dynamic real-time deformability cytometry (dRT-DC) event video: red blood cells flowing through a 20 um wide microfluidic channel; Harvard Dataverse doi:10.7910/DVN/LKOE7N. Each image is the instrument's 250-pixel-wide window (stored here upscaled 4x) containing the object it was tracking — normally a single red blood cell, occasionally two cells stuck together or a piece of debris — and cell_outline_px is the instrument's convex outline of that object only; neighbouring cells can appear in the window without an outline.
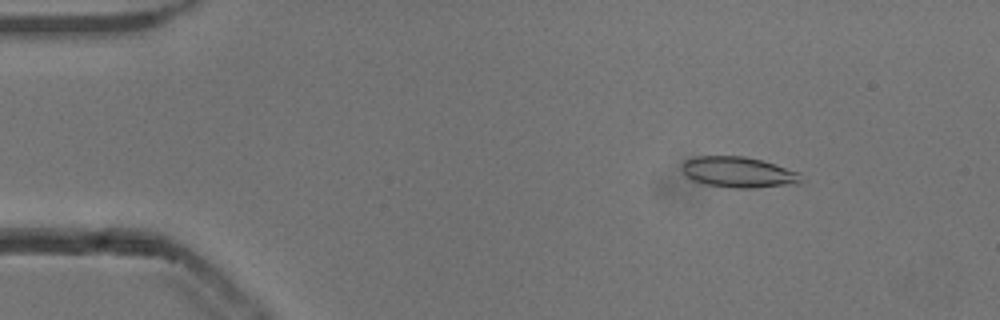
{"species": "common noctule bat (a hibernating species)", "species_latin": "Nyctalus noctula", "temperature_condition": "cold", "stored_images_in_passage": 52, "camera_frame_rate_fps": 3000, "um_per_image_px": 0.085, "animal": {"sex": "male", "body_mass_g": 13.3}, "frame": {"image": 1, "passage_image": 6, "time_ms": 1.667, "image_size_px": [1000, 320], "cell_outline_px": [[804, 180], [800, 184], [756, 188], [736, 188], [704, 184], [692, 180], [680, 168], [680, 164], [684, 160], [696, 156], [744, 156], [760, 160], [800, 172]], "centroid_in_image_um": [62.79, 14.64], "position_along_channel_um": 22.2, "area_um2": 21.62}}
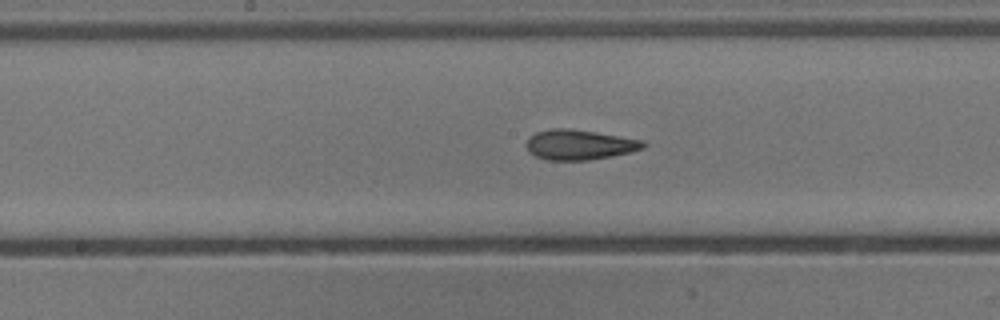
{"frame": {"image": 2, "passage_image": 26, "time_ms": 8.333, "image_size_px": [1000, 320], "cell_outline_px": [[648, 144], [644, 148], [632, 152], [612, 156], [588, 160], [548, 160], [536, 156], [528, 152], [528, 140], [536, 132], [552, 128], [568, 128], [596, 132], [644, 140]], "centroid_in_image_um": [49.31, 12.3], "position_along_channel_um": 198.9, "area_um2": 20.46}}
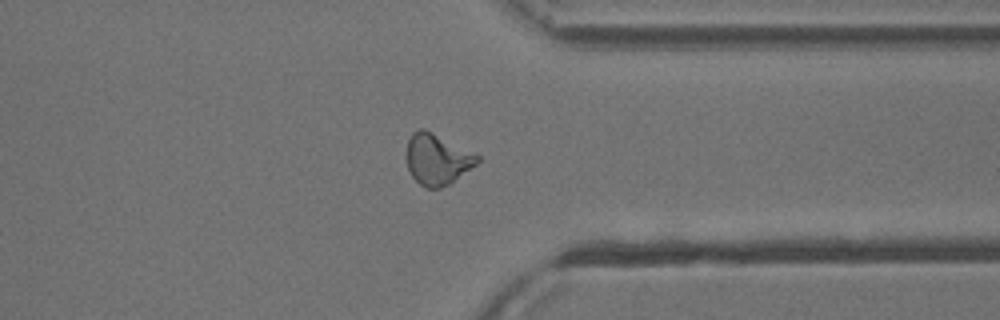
{"frame": {"image": 3, "passage_image": 40, "time_ms": 13.0, "image_size_px": [1000, 320], "cell_outline_px": [[480, 160], [476, 164], [448, 184], [440, 188], [428, 188], [420, 184], [412, 176], [408, 168], [408, 140], [412, 132], [420, 128], [424, 128], [480, 156]], "centroid_in_image_um": [37.15, 13.53], "position_along_channel_um": 374.2, "area_um2": 20.46}, "authors_computed_cell_mechanics": {"area_um2": 20.5768, "velocity_mm_per_s": 3.8414, "shape_relaxation_time_tau1_ms": null, "shape_relaxation_time_tau2_ms": 2.4498, "deformation_change_tau1": null, "deformation_change_tau2": 0.1049}}